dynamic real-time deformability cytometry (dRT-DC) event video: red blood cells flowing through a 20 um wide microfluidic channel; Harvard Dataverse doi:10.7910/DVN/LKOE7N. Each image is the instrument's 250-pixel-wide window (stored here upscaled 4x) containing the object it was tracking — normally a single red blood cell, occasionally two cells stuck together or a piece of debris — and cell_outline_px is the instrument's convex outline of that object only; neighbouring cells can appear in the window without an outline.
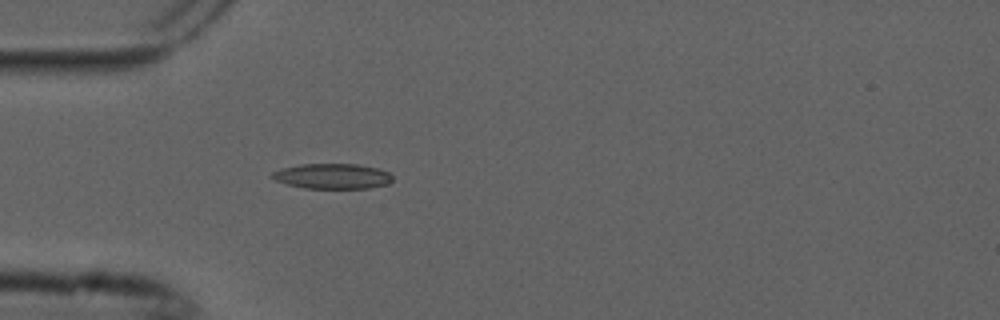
{"species": "common noctule bat (a hibernating species)", "species_latin": "Nyctalus noctula", "temperature_condition": "cold", "stored_images_in_passage": 5, "camera_frame_rate_fps": 3000, "um_per_image_px": 0.085, "animal": {"sex": "male", "forearm_length_mm": 52.5}, "frame": {"image": 1, "passage_image": 5, "time_ms": 1.333, "image_size_px": [1000, 320], "cell_outline_px": [[392, 180], [388, 184], [368, 188], [304, 188], [288, 184], [276, 180], [268, 176], [272, 172], [284, 168], [300, 164], [356, 164], [376, 168], [388, 172], [392, 176]], "centroid_in_image_um": [28.24, 14.97], "position_along_channel_um": 56.8, "area_um2": 17.57}}